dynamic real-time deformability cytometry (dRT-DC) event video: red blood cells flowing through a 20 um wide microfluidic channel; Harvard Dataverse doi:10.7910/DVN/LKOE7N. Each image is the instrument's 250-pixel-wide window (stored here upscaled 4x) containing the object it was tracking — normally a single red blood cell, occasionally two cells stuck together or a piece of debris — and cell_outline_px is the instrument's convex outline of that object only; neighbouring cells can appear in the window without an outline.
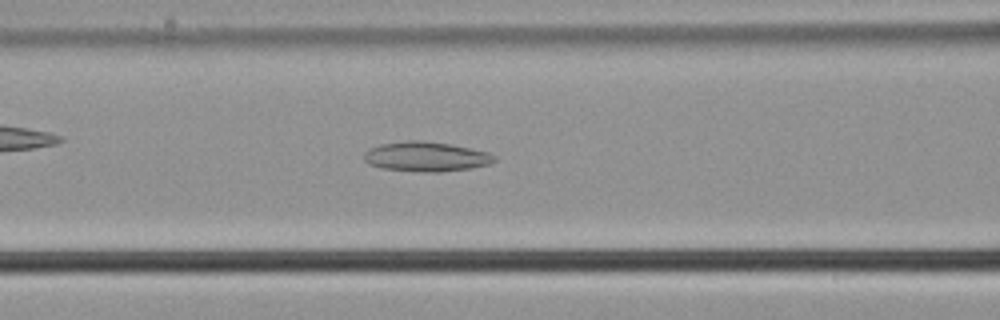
{"species": "common noctule bat (a hibernating species)", "species_latin": "Nyctalus noctula", "temperature_condition": "cold", "stored_images_in_passage": 45, "camera_frame_rate_fps": 3000, "um_per_image_px": 0.085, "animal": {"sex": "male", "body_mass_g": 21.5, "forearm_length_mm": 52.0}, "frame": {"image": 1, "passage_image": 23, "time_ms": 7.333, "image_size_px": [1000, 320], "cell_outline_px": [[496, 160], [488, 164], [472, 168], [440, 172], [420, 172], [380, 168], [368, 164], [364, 160], [364, 152], [368, 148], [380, 144], [408, 140], [420, 140], [452, 144], [488, 152], [496, 156]], "centroid_in_image_um": [36.19, 13.31], "position_along_channel_um": 130.4, "area_um2": 22.83}}
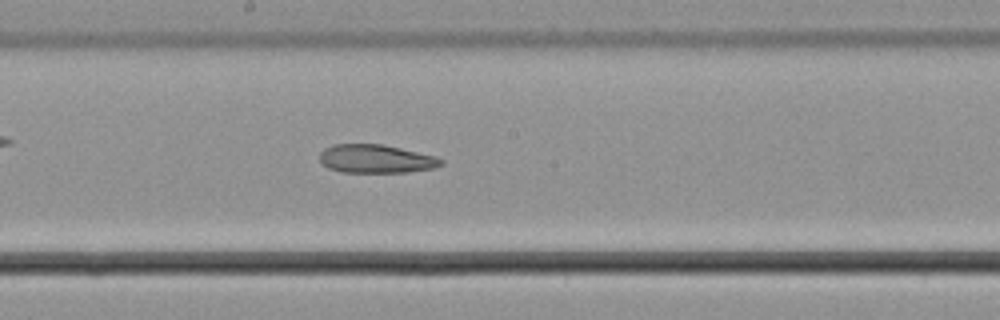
{"frame": {"image": 2, "passage_image": 30, "time_ms": 9.667, "image_size_px": [1000, 320], "cell_outline_px": [[444, 164], [432, 168], [408, 172], [340, 172], [328, 168], [320, 164], [320, 152], [324, 148], [336, 144], [384, 144], [436, 156], [444, 160]], "centroid_in_image_um": [31.95, 13.5], "position_along_channel_um": 216.3, "area_um2": 20.29}}
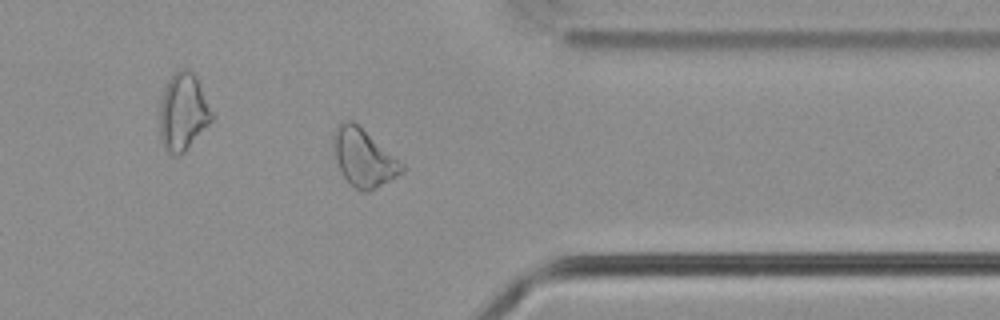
{"frame": {"image": 3, "passage_image": 44, "time_ms": 14.333, "image_size_px": [1000, 320], "cell_outline_px": [[404, 172], [368, 192], [360, 192], [344, 176], [332, 152], [332, 132], [344, 120], [352, 120], [404, 164]], "centroid_in_image_um": [30.88, 13.4], "position_along_channel_um": 380.5, "area_um2": 22.72}}